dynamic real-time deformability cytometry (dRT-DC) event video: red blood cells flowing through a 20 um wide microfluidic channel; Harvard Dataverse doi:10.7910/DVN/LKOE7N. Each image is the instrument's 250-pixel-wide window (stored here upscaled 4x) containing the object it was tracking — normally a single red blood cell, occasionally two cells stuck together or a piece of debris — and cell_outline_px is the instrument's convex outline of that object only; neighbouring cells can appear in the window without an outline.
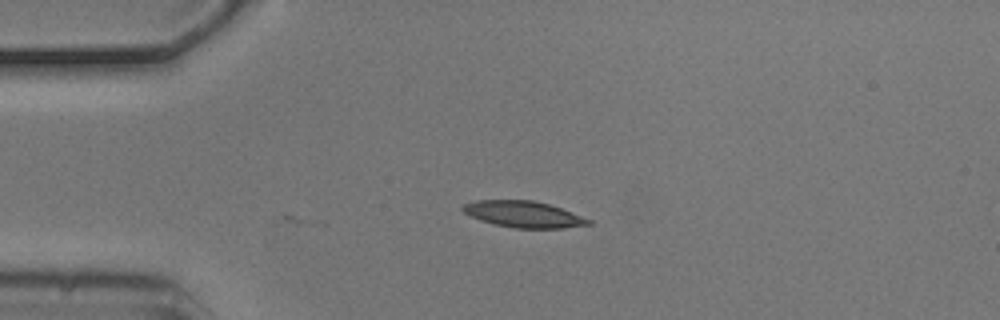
{"species": "common noctule bat (a hibernating species)", "species_latin": "Nyctalus noctula", "temperature_condition": "cold", "stored_images_in_passage": 3, "camera_frame_rate_fps": 3000, "um_per_image_px": 0.085, "animal": {"sex": "male", "body_mass_g": 20.5, "forearm_length_mm": 52.5}, "frame": {"image": 1, "passage_image": 2, "time_ms": 0.333, "image_size_px": [1000, 320], "cell_outline_px": [[592, 224], [564, 228], [516, 228], [496, 224], [480, 220], [464, 212], [460, 208], [464, 204], [476, 200], [532, 200], [548, 204], [560, 208], [592, 220]], "centroid_in_image_um": [44.5, 18.21], "position_along_channel_um": 40.5, "area_um2": 19.07}}